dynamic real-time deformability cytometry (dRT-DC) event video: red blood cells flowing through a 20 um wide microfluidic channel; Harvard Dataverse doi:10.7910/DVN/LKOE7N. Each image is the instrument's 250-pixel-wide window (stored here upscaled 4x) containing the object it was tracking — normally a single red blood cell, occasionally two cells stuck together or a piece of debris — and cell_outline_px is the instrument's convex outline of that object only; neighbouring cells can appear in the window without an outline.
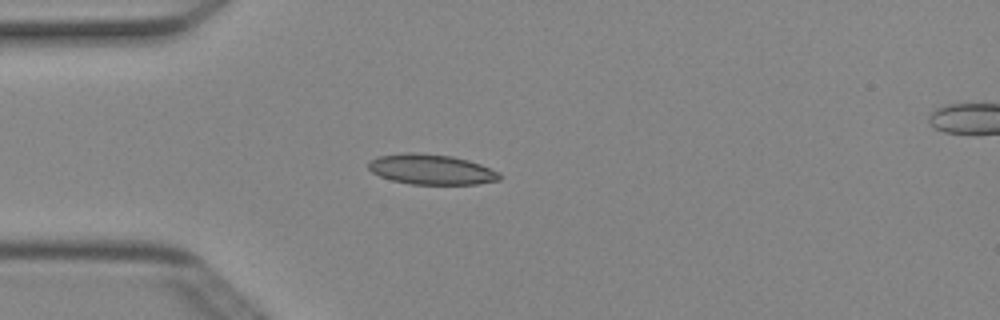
{"species": "Egyptian fruit bat (a non-hibernating species)", "species_latin": "Rousettus aegyptiacus", "temperature_condition": "cold", "stored_images_in_passage": 4, "camera_frame_rate_fps": 3000, "um_per_image_px": 0.085, "animal": {"sex": "female"}, "frame": {"image": 1, "passage_image": 3, "time_ms": 0.667, "image_size_px": [1000, 320], "cell_outline_px": [[500, 180], [476, 184], [412, 184], [392, 180], [380, 176], [372, 172], [368, 168], [368, 160], [376, 156], [404, 152], [416, 152], [452, 156], [468, 160], [480, 164], [500, 172]], "centroid_in_image_um": [36.63, 14.38], "position_along_channel_um": 48.4, "area_um2": 23.24}}